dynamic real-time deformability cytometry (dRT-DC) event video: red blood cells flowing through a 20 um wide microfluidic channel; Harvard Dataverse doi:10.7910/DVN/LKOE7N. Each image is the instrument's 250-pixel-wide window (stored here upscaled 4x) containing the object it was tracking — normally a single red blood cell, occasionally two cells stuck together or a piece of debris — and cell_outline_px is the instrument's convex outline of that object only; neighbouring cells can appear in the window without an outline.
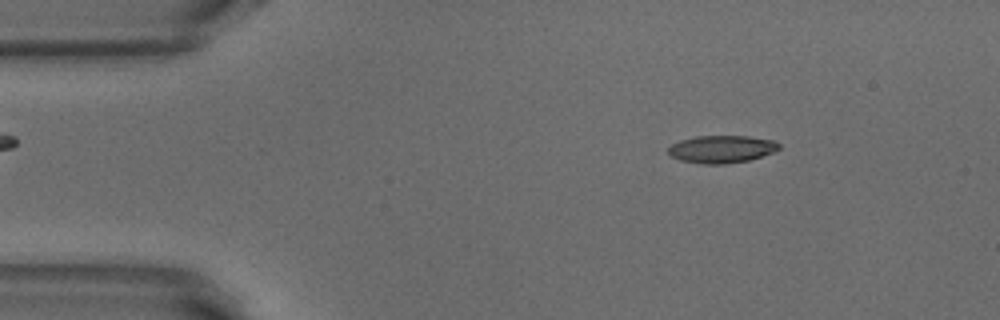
{"species": "common noctule bat (a hibernating species)", "species_latin": "Nyctalus noctula", "temperature_condition": "warm", "stored_images_in_passage": 51, "camera_frame_rate_fps": 3000, "um_per_image_px": 0.085, "animal": {"sex": "male", "body_mass_g": 18.8}, "frame": {"image": 1, "passage_image": 7, "time_ms": 2.0, "image_size_px": [1000, 320], "cell_outline_px": [[780, 148], [772, 152], [748, 160], [724, 164], [704, 164], [680, 160], [672, 156], [668, 152], [668, 148], [672, 144], [680, 140], [696, 136], [748, 136], [772, 140], [780, 144]], "centroid_in_image_um": [61.32, 12.67], "position_along_channel_um": 23.7, "area_um2": 17.57}}
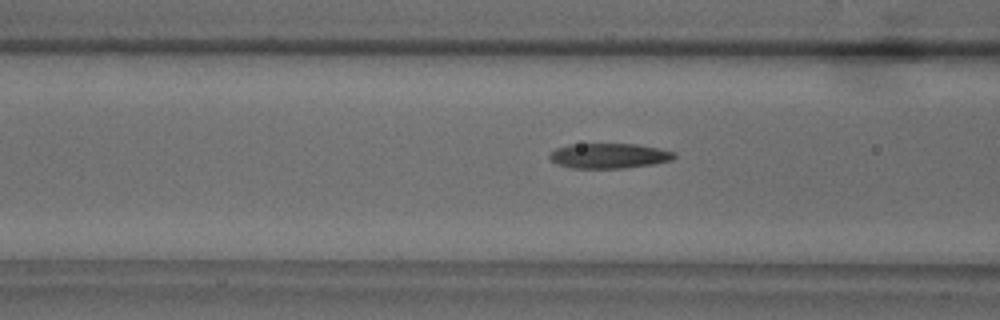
{"frame": {"image": 2, "passage_image": 19, "time_ms": 6.0, "image_size_px": [1000, 320], "cell_outline_px": [[676, 156], [672, 160], [652, 164], [624, 168], [568, 168], [556, 164], [548, 156], [556, 148], [568, 144], [636, 144], [676, 152]], "centroid_in_image_um": [51.74, 13.24], "position_along_channel_um": 114.9, "area_um2": 18.21}}
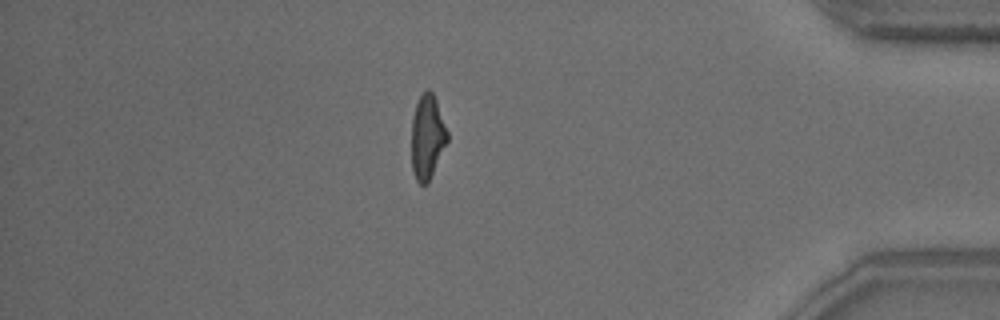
{"frame": {"image": 3, "passage_image": 44, "time_ms": 14.333, "image_size_px": [1000, 320], "cell_outline_px": [[448, 140], [428, 184], [420, 184], [416, 180], [412, 172], [412, 116], [416, 104], [420, 96], [428, 88], [432, 92], [436, 100], [448, 132]], "centroid_in_image_um": [36.32, 11.66], "position_along_channel_um": 398.9, "area_um2": 17.57}, "authors_computed_cell_mechanics": {"area_um2": 18.0336, "velocity_mm_per_s": 3.8745, "shape_relaxation_time_tau1_ms": 5.6296, "shape_relaxation_time_tau2_ms": 2.3123, "deformation_change_tau1": 0.2101, "deformation_change_tau2": 0.1069}}